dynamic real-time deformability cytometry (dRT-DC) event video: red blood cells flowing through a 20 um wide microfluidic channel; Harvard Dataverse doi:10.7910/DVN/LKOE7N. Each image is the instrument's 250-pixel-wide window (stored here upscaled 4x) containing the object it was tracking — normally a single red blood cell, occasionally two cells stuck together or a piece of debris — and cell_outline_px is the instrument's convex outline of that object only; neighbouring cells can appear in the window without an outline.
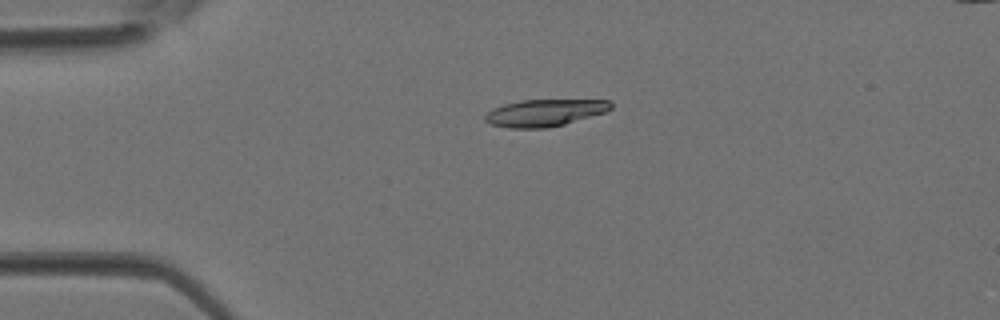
{"species": "Egyptian fruit bat (a non-hibernating species)", "species_latin": "Rousettus aegyptiacus", "temperature_condition": "room temperature", "stored_images_in_passage": 3, "camera_frame_rate_fps": 3000, "um_per_image_px": 0.085, "animal": {"sex": "female"}, "frame": {"image": 1, "passage_image": 2, "time_ms": 0.333, "image_size_px": [1000, 320], "cell_outline_px": [[612, 108], [604, 112], [564, 124], [548, 128], [508, 128], [488, 124], [484, 120], [484, 116], [492, 108], [504, 104], [520, 100], [612, 100]], "centroid_in_image_um": [46.25, 9.59], "position_along_channel_um": 38.8, "area_um2": 19.83}}
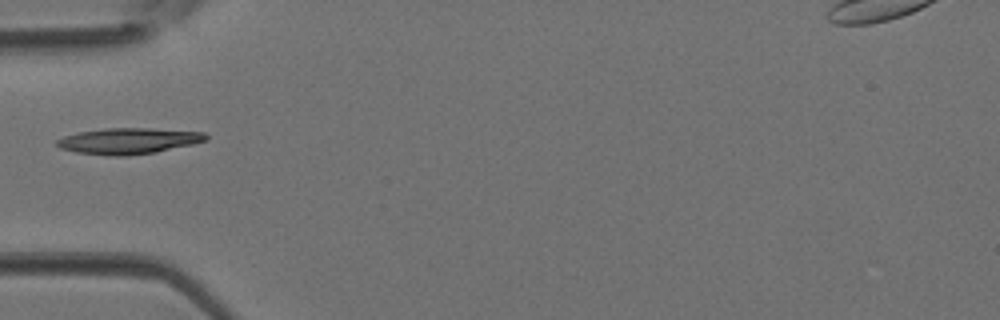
{"frame": {"image": 2, "passage_image": 3, "time_ms": 0.667, "image_size_px": [1000, 320], "cell_outline_px": [[208, 136], [204, 140], [192, 144], [156, 152], [128, 156], [112, 156], [76, 152], [60, 148], [56, 144], [56, 140], [64, 136], [80, 132], [104, 128], [152, 128], [204, 132]], "centroid_in_image_um": [10.9, 11.98], "position_along_channel_um": 74.1, "area_um2": 22.48}}